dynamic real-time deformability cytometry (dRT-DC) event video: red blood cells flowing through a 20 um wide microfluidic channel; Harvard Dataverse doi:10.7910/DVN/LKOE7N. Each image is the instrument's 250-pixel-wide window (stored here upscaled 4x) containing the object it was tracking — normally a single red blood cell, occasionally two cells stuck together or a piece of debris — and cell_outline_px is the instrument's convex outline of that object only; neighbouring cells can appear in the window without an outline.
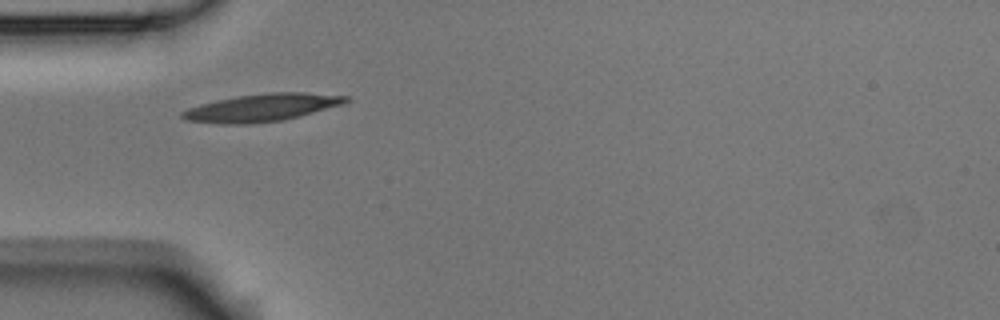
{"species": "Egyptian fruit bat (a non-hibernating species)", "species_latin": "Rousettus aegyptiacus", "temperature_condition": "room temperature", "stored_images_in_passage": 3, "camera_frame_rate_fps": 3000, "um_per_image_px": 0.085, "animal": {"sex": "male"}, "frame": {"image": 1, "passage_image": 1, "time_ms": 0.0, "image_size_px": [1000, 320], "cell_outline_px": [[352, 100], [344, 104], [300, 116], [284, 120], [252, 124], [220, 124], [188, 120], [180, 116], [180, 112], [188, 108], [200, 104], [216, 100], [236, 96], [268, 92], [304, 92], [352, 96]], "centroid_in_image_um": [22.31, 9.14], "position_along_channel_um": 62.7, "area_um2": 26.65}}
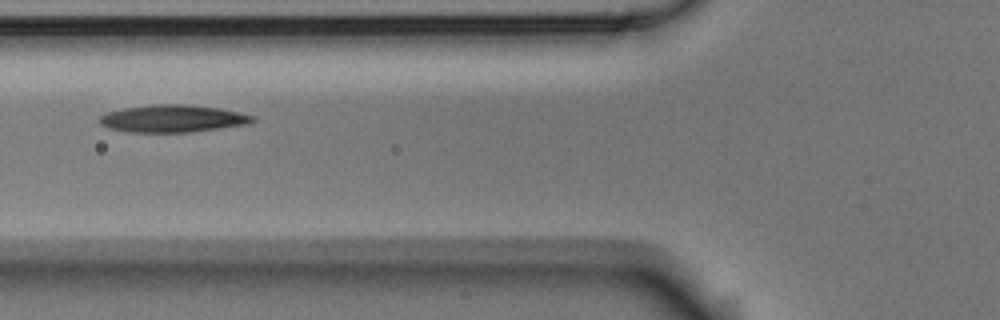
{"frame": {"image": 2, "passage_image": 2, "time_ms": 0.333, "image_size_px": [1000, 320], "cell_outline_px": [[256, 120], [252, 124], [192, 132], [128, 132], [108, 128], [100, 124], [100, 116], [108, 112], [124, 108], [156, 104], [188, 104], [220, 108], [240, 112], [256, 116]], "centroid_in_image_um": [14.76, 10.08], "position_along_channel_um": 111.0, "area_um2": 24.68}}
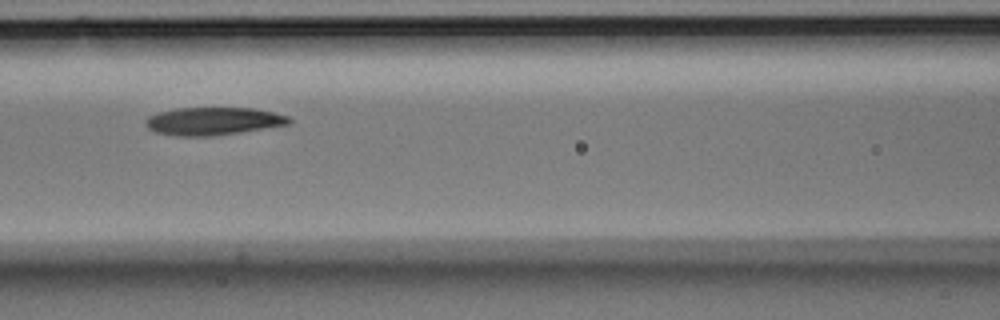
{"frame": {"image": 3, "passage_image": 3, "time_ms": 0.667, "image_size_px": [1000, 320], "cell_outline_px": [[292, 124], [240, 132], [212, 136], [176, 136], [152, 132], [144, 124], [144, 120], [148, 116], [160, 112], [176, 108], [252, 108], [272, 112], [288, 116], [292, 120]], "centroid_in_image_um": [18.09, 10.3], "position_along_channel_um": 148.5, "area_um2": 23.41}}